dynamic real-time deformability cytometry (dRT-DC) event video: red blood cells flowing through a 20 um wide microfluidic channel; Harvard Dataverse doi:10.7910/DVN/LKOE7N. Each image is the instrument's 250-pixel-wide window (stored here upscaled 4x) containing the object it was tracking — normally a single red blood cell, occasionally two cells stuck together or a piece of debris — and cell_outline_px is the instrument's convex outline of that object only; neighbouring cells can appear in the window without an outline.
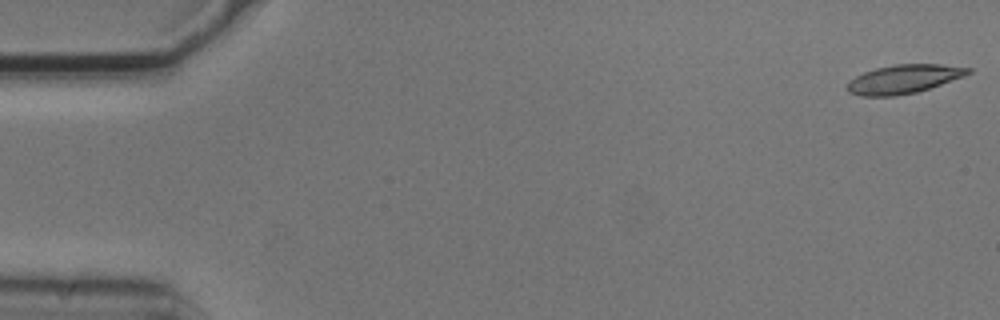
{"species": "common noctule bat (a hibernating species)", "species_latin": "Nyctalus noctula", "temperature_condition": "cold", "stored_images_in_passage": 6, "camera_frame_rate_fps": 3000, "um_per_image_px": 0.085, "animal": {"sex": "male", "body_mass_g": 20.5, "forearm_length_mm": 52.5}, "frame": {"image": 1, "passage_image": 1, "time_ms": 0.0, "image_size_px": [1000, 320], "cell_outline_px": [[972, 72], [964, 76], [916, 92], [896, 96], [860, 96], [848, 92], [844, 88], [848, 80], [864, 72], [876, 68], [896, 64], [940, 64], [972, 68]], "centroid_in_image_um": [76.76, 6.72], "position_along_channel_um": 8.2, "area_um2": 20.29}}
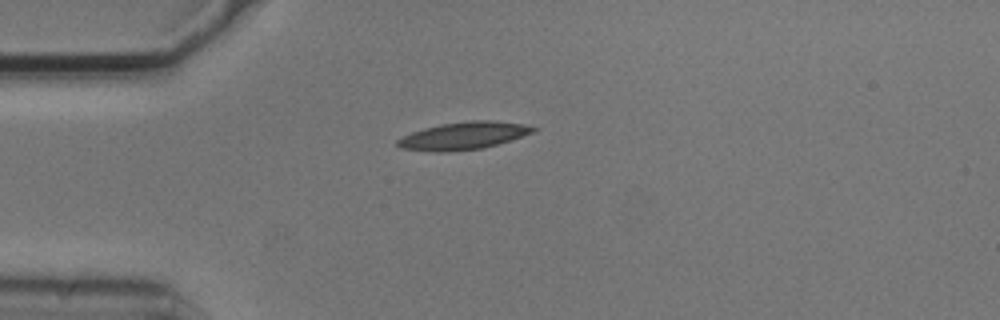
{"frame": {"image": 2, "passage_image": 5, "time_ms": 1.333, "image_size_px": [1000, 320], "cell_outline_px": [[540, 128], [536, 132], [496, 144], [480, 148], [444, 152], [432, 152], [400, 148], [396, 144], [396, 140], [412, 132], [424, 128], [440, 124], [472, 120], [492, 120], [524, 124]], "centroid_in_image_um": [39.41, 11.53], "position_along_channel_um": 45.6, "area_um2": 21.73}}
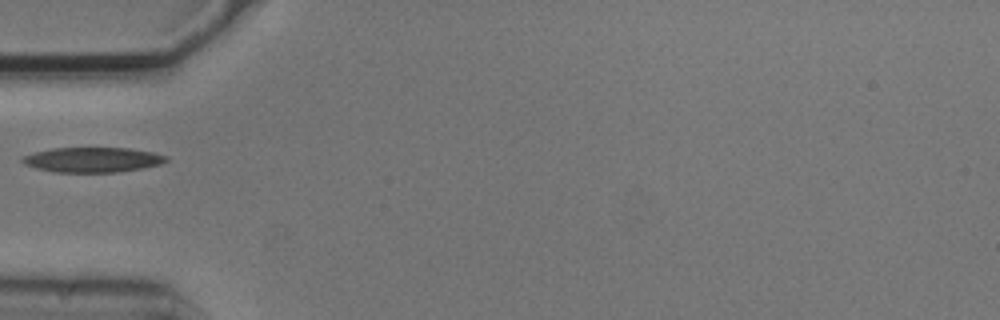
{"frame": {"image": 3, "passage_image": 6, "time_ms": 1.667, "image_size_px": [1000, 320], "cell_outline_px": [[168, 160], [160, 164], [140, 168], [116, 172], [56, 172], [36, 168], [24, 164], [20, 160], [24, 156], [36, 152], [52, 148], [128, 148], [152, 152], [168, 156]], "centroid_in_image_um": [7.86, 13.57], "position_along_channel_um": 77.1, "area_um2": 20.69}}